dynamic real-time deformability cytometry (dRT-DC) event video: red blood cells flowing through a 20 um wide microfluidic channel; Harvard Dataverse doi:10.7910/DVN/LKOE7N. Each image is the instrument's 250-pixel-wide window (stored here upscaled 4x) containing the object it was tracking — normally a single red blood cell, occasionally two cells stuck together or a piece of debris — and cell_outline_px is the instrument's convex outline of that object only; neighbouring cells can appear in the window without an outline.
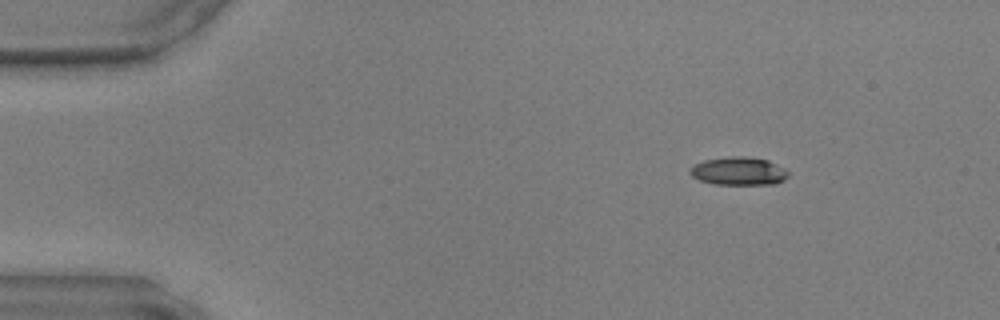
{"species": "common noctule bat (a hibernating species)", "species_latin": "Nyctalus noctula", "temperature_condition": "warm", "stored_images_in_passage": 48, "camera_frame_rate_fps": 3000, "um_per_image_px": 0.085, "animal": {"sex": "male", "body_mass_g": 17.9, "forearm_length_mm": 54.2}, "frame": {"image": 1, "passage_image": 7, "time_ms": 2.0, "image_size_px": [1000, 320], "cell_outline_px": [[788, 176], [784, 180], [776, 184], [716, 184], [700, 180], [692, 176], [688, 172], [688, 168], [704, 160], [732, 156], [744, 156], [768, 160], [776, 164], [788, 172]], "centroid_in_image_um": [62.77, 14.54], "position_along_channel_um": 22.2, "area_um2": 16.01}}
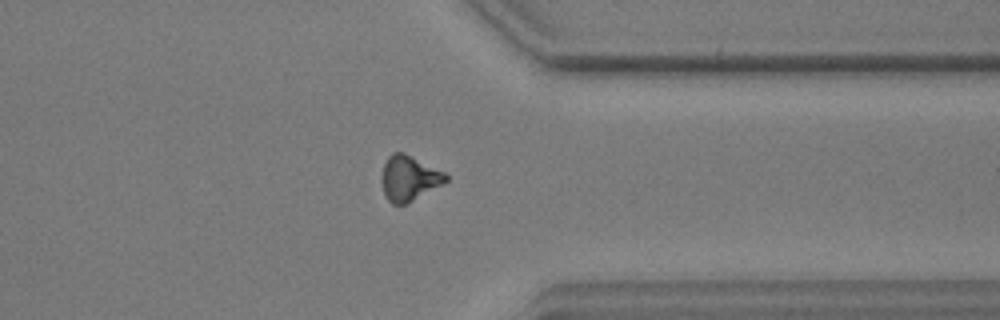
{"frame": {"image": 2, "passage_image": 38, "time_ms": 12.333, "image_size_px": [1000, 320], "cell_outline_px": [[448, 180], [444, 184], [408, 204], [392, 204], [388, 200], [384, 192], [380, 180], [380, 176], [384, 164], [388, 156], [392, 152], [404, 152], [444, 172], [448, 176]], "centroid_in_image_um": [34.76, 15.16], "position_along_channel_um": 376.6, "area_um2": 17.17}}
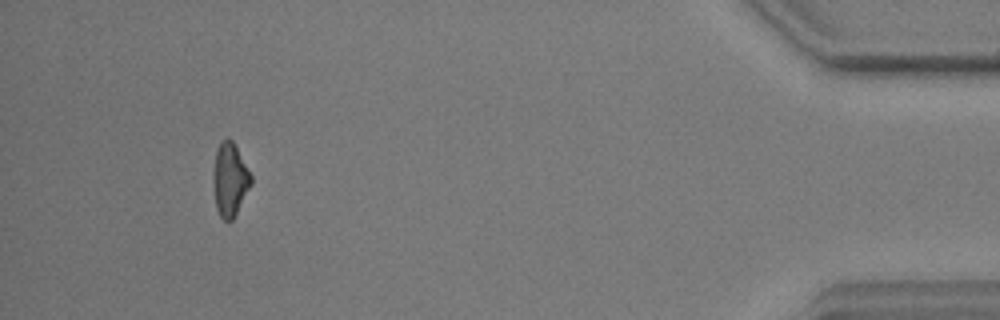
{"frame": {"image": 3, "passage_image": 45, "time_ms": 14.667, "image_size_px": [1000, 320], "cell_outline_px": [[252, 184], [232, 220], [224, 220], [220, 216], [216, 208], [212, 180], [212, 176], [216, 148], [220, 140], [228, 136], [232, 140], [252, 176]], "centroid_in_image_um": [19.52, 15.22], "position_along_channel_um": 415.7, "area_um2": 16.3}}